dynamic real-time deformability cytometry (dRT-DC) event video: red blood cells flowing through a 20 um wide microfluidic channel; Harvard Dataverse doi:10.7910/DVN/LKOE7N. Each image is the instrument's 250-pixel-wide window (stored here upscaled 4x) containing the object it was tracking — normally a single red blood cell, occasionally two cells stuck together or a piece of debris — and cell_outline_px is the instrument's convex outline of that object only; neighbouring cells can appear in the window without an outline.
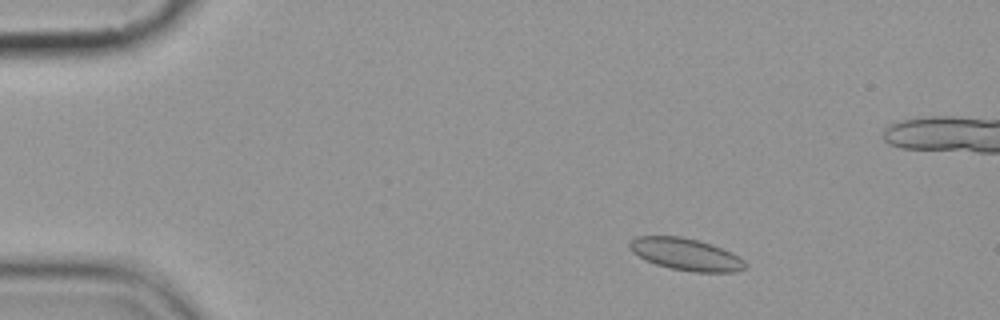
{"species": "common noctule bat (a hibernating species)", "species_latin": "Nyctalus noctula", "temperature_condition": "cold", "stored_images_in_passage": 4, "camera_frame_rate_fps": 3000, "um_per_image_px": 0.085, "animal": {"sex": "female", "body_mass_g": 19.9}, "frame": {"image": 1, "passage_image": 2, "time_ms": 1.333, "image_size_px": [1000, 320], "cell_outline_px": [[744, 268], [736, 272], [692, 272], [668, 268], [644, 260], [632, 252], [628, 248], [628, 240], [636, 236], [680, 236], [700, 240], [712, 244], [732, 252], [744, 260]], "centroid_in_image_um": [58.24, 21.6], "position_along_channel_um": 26.8, "area_um2": 21.91}}